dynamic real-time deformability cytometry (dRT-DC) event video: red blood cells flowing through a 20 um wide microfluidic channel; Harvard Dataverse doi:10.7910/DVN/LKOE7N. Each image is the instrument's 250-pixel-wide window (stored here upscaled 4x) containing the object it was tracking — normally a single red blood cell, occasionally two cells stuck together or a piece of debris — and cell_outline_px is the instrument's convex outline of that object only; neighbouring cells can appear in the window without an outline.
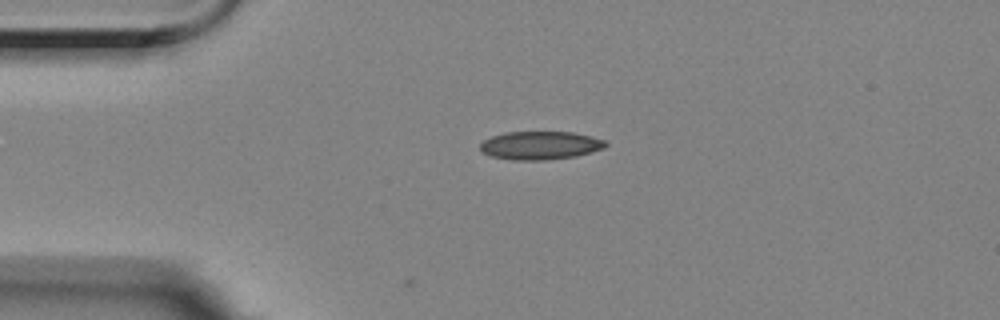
{"species": "Egyptian fruit bat (a non-hibernating species)", "species_latin": "Rousettus aegyptiacus", "temperature_condition": "room temperature", "stored_images_in_passage": 4, "camera_frame_rate_fps": 3000, "um_per_image_px": 0.085, "animal": {"sex": "female"}, "frame": {"image": 1, "passage_image": 1, "time_ms": 0.0, "image_size_px": [1000, 320], "cell_outline_px": [[608, 144], [604, 148], [576, 156], [544, 160], [512, 160], [492, 156], [484, 152], [480, 148], [480, 144], [484, 140], [492, 136], [504, 132], [572, 132], [592, 136], [608, 140]], "centroid_in_image_um": [45.96, 12.35], "position_along_channel_um": 39.0, "area_um2": 20.69}}